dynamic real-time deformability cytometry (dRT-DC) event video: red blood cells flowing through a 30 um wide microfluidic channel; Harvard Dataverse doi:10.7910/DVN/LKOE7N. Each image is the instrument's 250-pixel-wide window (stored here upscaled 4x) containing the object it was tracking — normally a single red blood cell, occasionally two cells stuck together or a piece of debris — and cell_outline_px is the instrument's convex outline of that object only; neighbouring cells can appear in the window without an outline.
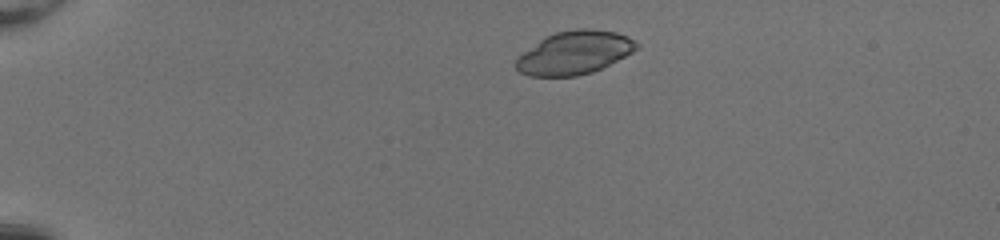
{"species": "common noctule bat (a hibernating species)", "species_latin": "Nyctalus noctula", "temperature_condition": "room temperature", "stored_images_in_passage": 40, "camera_frame_rate_fps": 3000, "um_per_image_px": 0.085, "animal": {"sex": "female", "body_mass_g": 20.0, "forearm_length_mm": 54.0}, "frame": {"image": 1, "passage_image": 1, "time_ms": 0.0, "image_size_px": [1000, 240], "cell_outline_px": [[640, 44], [632, 52], [592, 72], [576, 76], [528, 76], [520, 72], [516, 68], [516, 60], [524, 52], [544, 36], [556, 32], [576, 28], [592, 28], [616, 32], [628, 36]], "centroid_in_image_um": [48.82, 4.46], "position_along_channel_um": 36.2, "area_um2": 30.17}}